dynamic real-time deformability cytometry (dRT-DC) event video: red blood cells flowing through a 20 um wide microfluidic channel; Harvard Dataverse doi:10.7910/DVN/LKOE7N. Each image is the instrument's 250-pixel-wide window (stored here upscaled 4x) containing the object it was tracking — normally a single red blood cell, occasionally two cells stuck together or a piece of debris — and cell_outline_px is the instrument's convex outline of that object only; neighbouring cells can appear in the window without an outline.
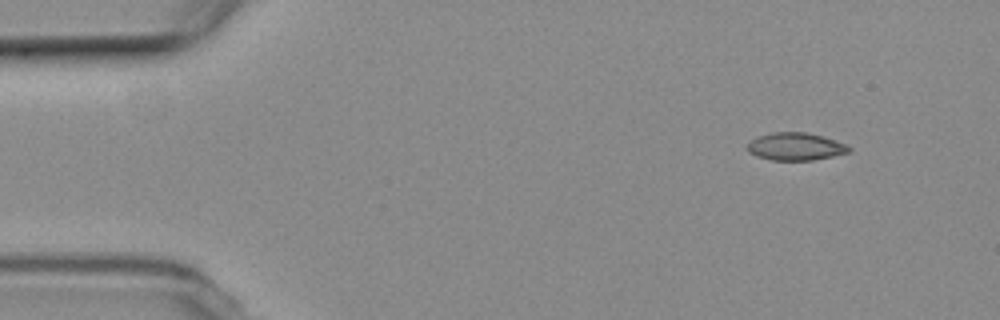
{"species": "common noctule bat (a hibernating species)", "species_latin": "Nyctalus noctula", "temperature_condition": "room temperature", "stored_images_in_passage": 4, "camera_frame_rate_fps": 3000, "um_per_image_px": 0.085, "animal": {"sex": "female", "body_mass_g": 19.3, "forearm_length_mm": 54.1}, "frame": {"image": 1, "passage_image": 1, "time_ms": 0.0, "image_size_px": [1000, 320], "cell_outline_px": [[852, 148], [848, 152], [832, 156], [812, 160], [772, 160], [756, 156], [748, 152], [748, 144], [752, 140], [760, 136], [772, 132], [804, 132], [824, 136], [848, 144]], "centroid_in_image_um": [67.65, 12.45], "position_along_channel_um": 17.3, "area_um2": 16.3}}
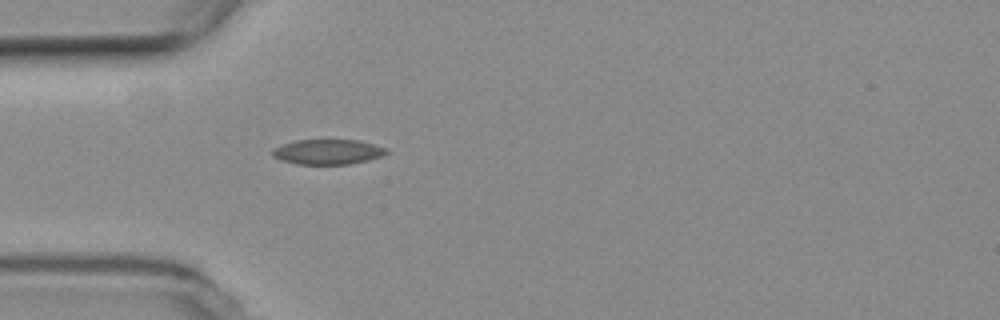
{"frame": {"image": 2, "passage_image": 4, "time_ms": 3.667, "image_size_px": [1000, 320], "cell_outline_px": [[388, 152], [380, 156], [368, 160], [348, 164], [296, 164], [280, 160], [272, 156], [272, 148], [296, 140], [360, 140], [384, 148]], "centroid_in_image_um": [27.8, 12.91], "position_along_channel_um": 57.2, "area_um2": 16.47}}